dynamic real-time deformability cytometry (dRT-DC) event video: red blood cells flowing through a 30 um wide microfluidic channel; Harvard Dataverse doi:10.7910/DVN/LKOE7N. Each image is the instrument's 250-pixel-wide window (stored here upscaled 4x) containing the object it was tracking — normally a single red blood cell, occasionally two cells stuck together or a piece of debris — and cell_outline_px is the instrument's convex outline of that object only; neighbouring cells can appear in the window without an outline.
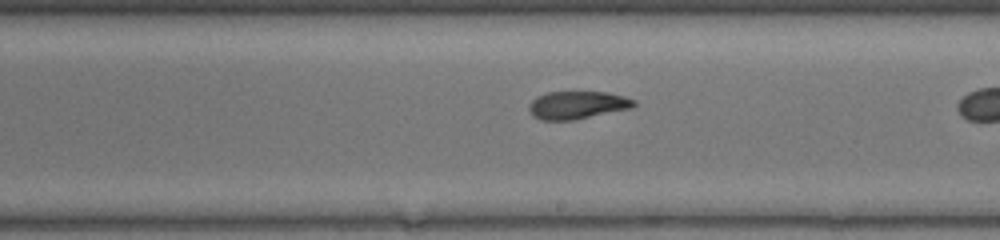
{"species": "common noctule bat (a hibernating species)", "species_latin": "Nyctalus noctula", "temperature_condition": "warm", "stored_images_in_passage": 23, "camera_frame_rate_fps": 3000, "um_per_image_px": 0.085, "animal": {"sex": "female", "body_mass_g": 17.0, "forearm_length_mm": 48.0}, "frame": {"image": 1, "passage_image": 14, "time_ms": 4.333, "image_size_px": [1000, 240], "cell_outline_px": [[636, 104], [632, 108], [572, 120], [544, 120], [532, 116], [528, 108], [528, 104], [536, 96], [548, 92], [608, 92], [624, 96], [636, 100]], "centroid_in_image_um": [49.06, 8.92], "position_along_channel_um": 239.9, "area_um2": 17.05}}
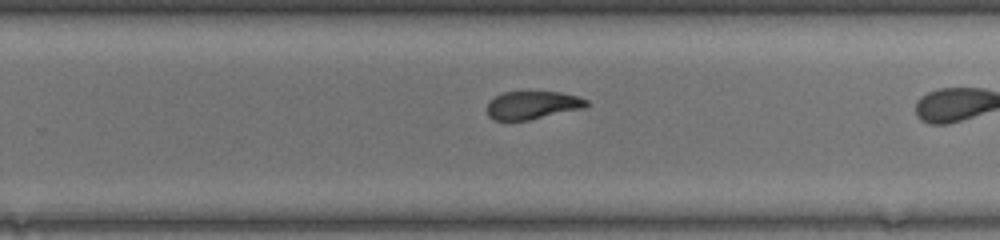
{"frame": {"image": 2, "passage_image": 17, "time_ms": 5.333, "image_size_px": [1000, 240], "cell_outline_px": [[592, 104], [584, 108], [528, 120], [492, 120], [488, 116], [488, 100], [504, 92], [560, 92], [576, 96], [588, 100]], "centroid_in_image_um": [45.27, 8.94], "position_along_channel_um": 284.5, "area_um2": 16.24}}